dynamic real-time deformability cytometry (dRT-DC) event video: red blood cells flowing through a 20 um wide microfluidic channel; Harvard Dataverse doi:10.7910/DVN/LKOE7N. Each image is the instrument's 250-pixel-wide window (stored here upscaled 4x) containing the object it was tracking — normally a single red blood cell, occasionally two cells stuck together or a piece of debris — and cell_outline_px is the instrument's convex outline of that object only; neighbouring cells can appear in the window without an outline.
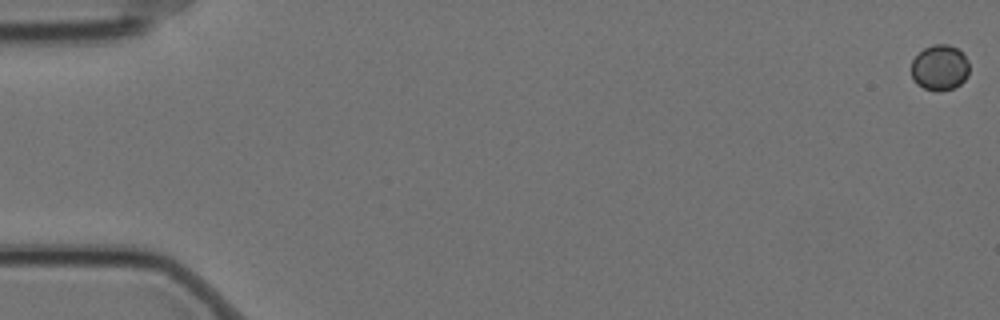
{"species": "Egyptian fruit bat (a non-hibernating species)", "species_latin": "Rousettus aegyptiacus", "temperature_condition": "cold", "stored_images_in_passage": 3, "camera_frame_rate_fps": 3000, "um_per_image_px": 0.085, "animal": {"sex": "female"}, "frame": {"image": 1, "passage_image": 1, "time_ms": 0.0, "image_size_px": [1000, 320], "cell_outline_px": [[968, 76], [960, 84], [952, 88], [940, 92], [936, 92], [924, 88], [916, 84], [912, 76], [912, 60], [924, 48], [932, 44], [948, 44], [956, 48], [968, 60]], "centroid_in_image_um": [79.87, 5.76], "position_along_channel_um": 5.1, "area_um2": 15.37}}